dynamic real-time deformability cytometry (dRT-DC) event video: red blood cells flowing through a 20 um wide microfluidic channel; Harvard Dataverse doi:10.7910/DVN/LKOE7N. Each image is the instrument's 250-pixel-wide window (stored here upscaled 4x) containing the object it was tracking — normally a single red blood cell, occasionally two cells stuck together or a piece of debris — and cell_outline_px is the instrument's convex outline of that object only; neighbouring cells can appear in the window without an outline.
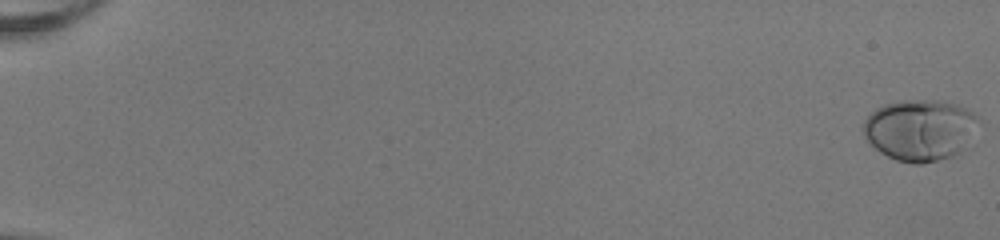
{"species": "human", "species_latin": "Homo sapiens", "temperature_condition": "room temperature", "stored_images_in_passage": 54, "camera_frame_rate_fps": 3000, "um_per_image_px": 0.085, "donor": {"sex": "female"}, "frame": {"image": 1, "passage_image": 1, "time_ms": 0.0, "image_size_px": [1000, 240], "cell_outline_px": [[980, 120], [956, 152], [952, 156], [920, 164], [912, 164], [896, 160], [880, 152], [864, 136], [864, 120], [876, 108], [884, 104], [900, 100], [936, 100], [956, 104], [972, 112]], "centroid_in_image_um": [78.12, 11.02], "position_along_channel_um": 6.9, "area_um2": 40.17}}
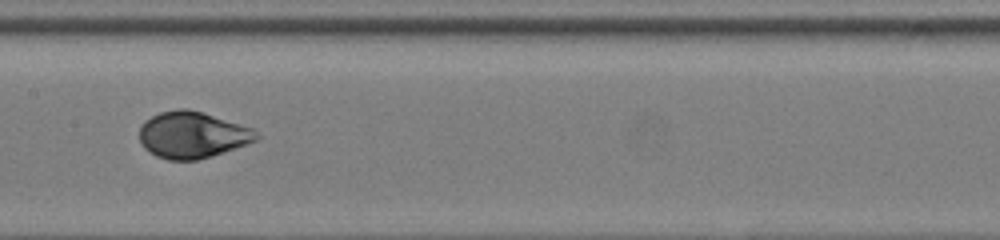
{"frame": {"image": 2, "passage_image": 30, "time_ms": 9.667, "image_size_px": [1000, 240], "cell_outline_px": [[260, 136], [256, 140], [248, 144], [196, 160], [168, 160], [156, 156], [144, 148], [140, 140], [140, 124], [144, 120], [160, 112], [176, 108], [188, 108], [252, 128]], "centroid_in_image_um": [16.31, 11.46], "position_along_channel_um": 191.1, "area_um2": 31.5}}
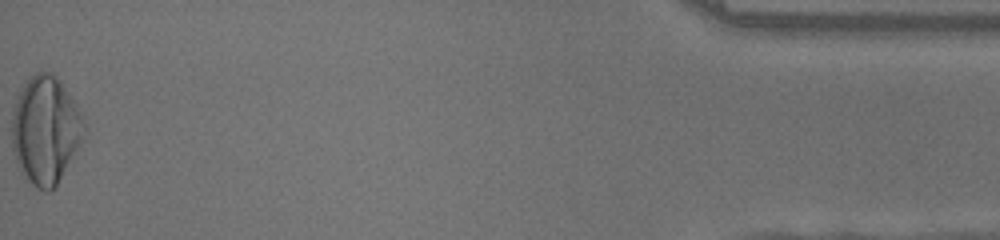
{"frame": {"image": 3, "passage_image": 54, "time_ms": 17.667, "image_size_px": [1000, 240], "cell_outline_px": [[88, 128], [84, 140], [56, 184], [48, 192], [44, 192], [36, 188], [28, 180], [20, 168], [16, 160], [12, 148], [12, 116], [20, 92], [28, 80], [36, 72], [52, 72], [60, 80], [84, 120]], "centroid_in_image_um": [3.9, 11.07], "position_along_channel_um": 431.3, "area_um2": 44.91}, "authors_computed_cell_mechanics": {"area_um2": 33.6396, "velocity_mm_per_s": 4.0257, "shape_relaxation_time_tau1_ms": 3.6652, "shape_relaxation_time_tau2_ms": null, "deformation_change_tau1": 0.1796, "deformation_change_tau2": null}}